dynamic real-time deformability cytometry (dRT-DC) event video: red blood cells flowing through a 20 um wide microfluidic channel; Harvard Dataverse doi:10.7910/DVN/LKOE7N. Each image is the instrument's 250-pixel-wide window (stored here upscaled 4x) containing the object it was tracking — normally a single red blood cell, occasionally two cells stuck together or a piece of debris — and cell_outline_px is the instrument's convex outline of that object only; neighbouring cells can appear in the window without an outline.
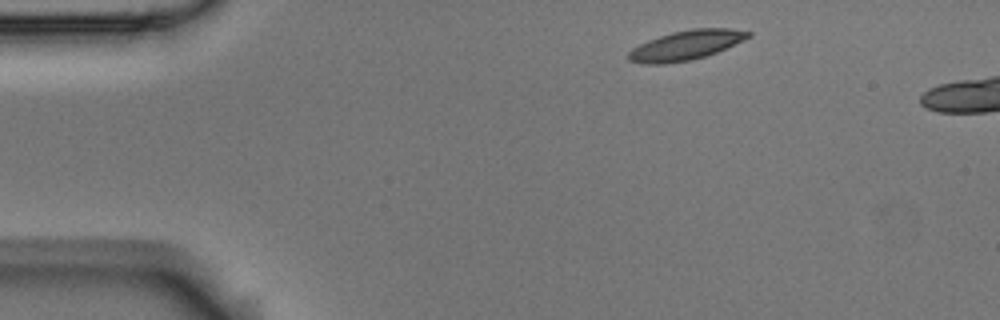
{"species": "Egyptian fruit bat (a non-hibernating species)", "species_latin": "Rousettus aegyptiacus", "temperature_condition": "room temperature", "stored_images_in_passage": 3, "camera_frame_rate_fps": 3000, "um_per_image_px": 0.085, "animal": {"sex": "male"}, "frame": {"image": 1, "passage_image": 1, "time_ms": 0.0, "image_size_px": [1000, 320], "cell_outline_px": [[752, 36], [744, 40], [716, 52], [692, 60], [664, 64], [644, 64], [628, 60], [628, 52], [632, 48], [648, 40], [672, 32], [692, 28], [732, 28], [752, 32]], "centroid_in_image_um": [58.32, 3.84], "position_along_channel_um": 26.7, "area_um2": 20.63}}